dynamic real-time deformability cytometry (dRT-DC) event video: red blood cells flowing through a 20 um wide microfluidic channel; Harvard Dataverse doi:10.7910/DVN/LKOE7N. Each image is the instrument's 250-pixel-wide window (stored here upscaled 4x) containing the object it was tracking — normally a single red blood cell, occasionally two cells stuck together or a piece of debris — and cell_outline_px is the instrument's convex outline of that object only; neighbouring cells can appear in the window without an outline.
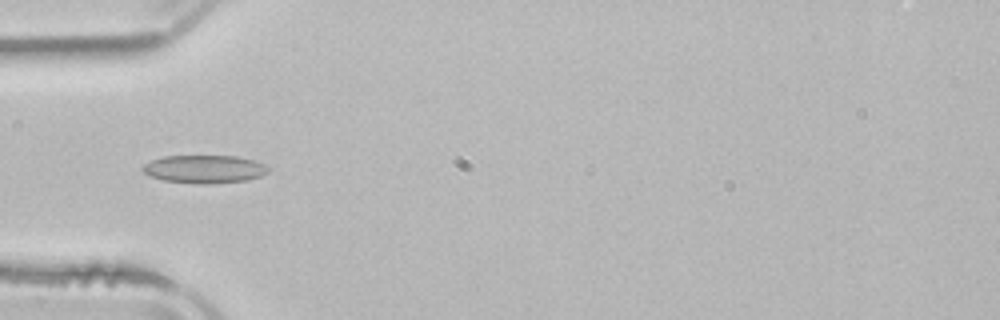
{"species": "common noctule bat (a hibernating species)", "species_latin": "Nyctalus noctula", "temperature_condition": "room temperature", "stored_images_in_passage": 3, "camera_frame_rate_fps": 3000, "um_per_image_px": 0.085, "animal": {"sex": "male", "body_mass_g": 21.5, "forearm_length_mm": 52.0}, "frame": {"image": 1, "passage_image": 3, "time_ms": 3.0, "image_size_px": [1000, 320], "cell_outline_px": [[268, 172], [260, 176], [248, 180], [212, 184], [196, 184], [164, 180], [148, 176], [140, 168], [144, 164], [152, 160], [164, 156], [236, 156], [252, 160], [264, 164], [268, 168]], "centroid_in_image_um": [17.34, 14.38], "position_along_channel_um": 67.7, "area_um2": 20.58}}